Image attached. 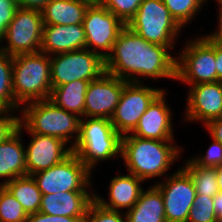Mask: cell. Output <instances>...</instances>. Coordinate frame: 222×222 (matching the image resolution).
Instances as JSON below:
<instances>
[{"label":"cell","instance_id":"6da1fadb","mask_svg":"<svg viewBox=\"0 0 222 222\" xmlns=\"http://www.w3.org/2000/svg\"><path fill=\"white\" fill-rule=\"evenodd\" d=\"M169 51L168 46L149 43L125 26L105 59V72L134 83H143L141 78L176 81L177 57Z\"/></svg>","mask_w":222,"mask_h":222},{"label":"cell","instance_id":"7a4b0ae2","mask_svg":"<svg viewBox=\"0 0 222 222\" xmlns=\"http://www.w3.org/2000/svg\"><path fill=\"white\" fill-rule=\"evenodd\" d=\"M175 143L127 134L122 136L121 158L128 173L144 182L158 177L165 179L170 175L167 172L174 162L182 155L181 151H184L181 145Z\"/></svg>","mask_w":222,"mask_h":222},{"label":"cell","instance_id":"3957f363","mask_svg":"<svg viewBox=\"0 0 222 222\" xmlns=\"http://www.w3.org/2000/svg\"><path fill=\"white\" fill-rule=\"evenodd\" d=\"M20 113L19 129L59 138L71 148L76 144L81 118L58 107L49 99L26 103Z\"/></svg>","mask_w":222,"mask_h":222},{"label":"cell","instance_id":"277c9868","mask_svg":"<svg viewBox=\"0 0 222 222\" xmlns=\"http://www.w3.org/2000/svg\"><path fill=\"white\" fill-rule=\"evenodd\" d=\"M122 136L107 118L80 119L79 137L72 148L83 164L92 172L97 163L121 156Z\"/></svg>","mask_w":222,"mask_h":222},{"label":"cell","instance_id":"5b68a950","mask_svg":"<svg viewBox=\"0 0 222 222\" xmlns=\"http://www.w3.org/2000/svg\"><path fill=\"white\" fill-rule=\"evenodd\" d=\"M12 88L20 107L49 99L52 90L50 56L41 51L13 56Z\"/></svg>","mask_w":222,"mask_h":222},{"label":"cell","instance_id":"8992f818","mask_svg":"<svg viewBox=\"0 0 222 222\" xmlns=\"http://www.w3.org/2000/svg\"><path fill=\"white\" fill-rule=\"evenodd\" d=\"M126 26L147 42L173 50L182 31L162 0H143Z\"/></svg>","mask_w":222,"mask_h":222},{"label":"cell","instance_id":"52a82bcc","mask_svg":"<svg viewBox=\"0 0 222 222\" xmlns=\"http://www.w3.org/2000/svg\"><path fill=\"white\" fill-rule=\"evenodd\" d=\"M200 36L176 54V80L187 85L216 82V46Z\"/></svg>","mask_w":222,"mask_h":222},{"label":"cell","instance_id":"ba28073f","mask_svg":"<svg viewBox=\"0 0 222 222\" xmlns=\"http://www.w3.org/2000/svg\"><path fill=\"white\" fill-rule=\"evenodd\" d=\"M92 172L72 152L62 162L33 175L42 195L66 191H90Z\"/></svg>","mask_w":222,"mask_h":222},{"label":"cell","instance_id":"9c48e42d","mask_svg":"<svg viewBox=\"0 0 222 222\" xmlns=\"http://www.w3.org/2000/svg\"><path fill=\"white\" fill-rule=\"evenodd\" d=\"M51 87L76 80L93 81L105 72V60L89 49L50 56Z\"/></svg>","mask_w":222,"mask_h":222},{"label":"cell","instance_id":"30bf717a","mask_svg":"<svg viewBox=\"0 0 222 222\" xmlns=\"http://www.w3.org/2000/svg\"><path fill=\"white\" fill-rule=\"evenodd\" d=\"M43 26L41 11L18 8L7 27L0 48L12 57L39 52ZM4 40L7 43L5 45Z\"/></svg>","mask_w":222,"mask_h":222},{"label":"cell","instance_id":"8fae6325","mask_svg":"<svg viewBox=\"0 0 222 222\" xmlns=\"http://www.w3.org/2000/svg\"><path fill=\"white\" fill-rule=\"evenodd\" d=\"M163 90L162 88L145 86L144 82H127L110 119L115 131L121 136L131 134L138 125L140 117Z\"/></svg>","mask_w":222,"mask_h":222},{"label":"cell","instance_id":"7c38bea8","mask_svg":"<svg viewBox=\"0 0 222 222\" xmlns=\"http://www.w3.org/2000/svg\"><path fill=\"white\" fill-rule=\"evenodd\" d=\"M82 24L86 49L99 54L104 60L111 53L120 31L126 26L102 4L89 5Z\"/></svg>","mask_w":222,"mask_h":222},{"label":"cell","instance_id":"4fadbf2b","mask_svg":"<svg viewBox=\"0 0 222 222\" xmlns=\"http://www.w3.org/2000/svg\"><path fill=\"white\" fill-rule=\"evenodd\" d=\"M162 194L167 222H187L196 195L190 175L182 168L154 184Z\"/></svg>","mask_w":222,"mask_h":222},{"label":"cell","instance_id":"5bb4252c","mask_svg":"<svg viewBox=\"0 0 222 222\" xmlns=\"http://www.w3.org/2000/svg\"><path fill=\"white\" fill-rule=\"evenodd\" d=\"M126 83L107 72L90 81L85 95L84 118L111 119Z\"/></svg>","mask_w":222,"mask_h":222},{"label":"cell","instance_id":"9a60e30c","mask_svg":"<svg viewBox=\"0 0 222 222\" xmlns=\"http://www.w3.org/2000/svg\"><path fill=\"white\" fill-rule=\"evenodd\" d=\"M184 120L202 122L222 117V82H209L190 85L187 92Z\"/></svg>","mask_w":222,"mask_h":222},{"label":"cell","instance_id":"2e32d148","mask_svg":"<svg viewBox=\"0 0 222 222\" xmlns=\"http://www.w3.org/2000/svg\"><path fill=\"white\" fill-rule=\"evenodd\" d=\"M27 132L31 136L25 146L27 175L47 170L72 153V148L59 138Z\"/></svg>","mask_w":222,"mask_h":222},{"label":"cell","instance_id":"e0dca14e","mask_svg":"<svg viewBox=\"0 0 222 222\" xmlns=\"http://www.w3.org/2000/svg\"><path fill=\"white\" fill-rule=\"evenodd\" d=\"M166 91L164 89L148 106L131 135L144 139L175 141L173 112L166 101V94H169Z\"/></svg>","mask_w":222,"mask_h":222},{"label":"cell","instance_id":"ac0fdd59","mask_svg":"<svg viewBox=\"0 0 222 222\" xmlns=\"http://www.w3.org/2000/svg\"><path fill=\"white\" fill-rule=\"evenodd\" d=\"M85 48L86 36L83 24L43 26L41 52L53 56Z\"/></svg>","mask_w":222,"mask_h":222},{"label":"cell","instance_id":"d6986e66","mask_svg":"<svg viewBox=\"0 0 222 222\" xmlns=\"http://www.w3.org/2000/svg\"><path fill=\"white\" fill-rule=\"evenodd\" d=\"M119 174L110 180L109 192L107 199L94 192V200L101 206L115 211L122 212V209L130 210L138 201L139 196L144 188L142 184L144 181L131 173L125 175Z\"/></svg>","mask_w":222,"mask_h":222},{"label":"cell","instance_id":"ffe728a7","mask_svg":"<svg viewBox=\"0 0 222 222\" xmlns=\"http://www.w3.org/2000/svg\"><path fill=\"white\" fill-rule=\"evenodd\" d=\"M94 200L93 191H66L42 195L39 212L76 218H85Z\"/></svg>","mask_w":222,"mask_h":222},{"label":"cell","instance_id":"44dd1931","mask_svg":"<svg viewBox=\"0 0 222 222\" xmlns=\"http://www.w3.org/2000/svg\"><path fill=\"white\" fill-rule=\"evenodd\" d=\"M22 129H17L10 137L0 143V186L9 181L27 175L25 145L21 136Z\"/></svg>","mask_w":222,"mask_h":222},{"label":"cell","instance_id":"7402d4cb","mask_svg":"<svg viewBox=\"0 0 222 222\" xmlns=\"http://www.w3.org/2000/svg\"><path fill=\"white\" fill-rule=\"evenodd\" d=\"M89 4L79 0H50L41 10L44 25L82 24Z\"/></svg>","mask_w":222,"mask_h":222},{"label":"cell","instance_id":"603a6c76","mask_svg":"<svg viewBox=\"0 0 222 222\" xmlns=\"http://www.w3.org/2000/svg\"><path fill=\"white\" fill-rule=\"evenodd\" d=\"M125 213L127 222H167L162 194L155 185L143 189L138 201Z\"/></svg>","mask_w":222,"mask_h":222},{"label":"cell","instance_id":"cb8c5ba5","mask_svg":"<svg viewBox=\"0 0 222 222\" xmlns=\"http://www.w3.org/2000/svg\"><path fill=\"white\" fill-rule=\"evenodd\" d=\"M90 81L76 80L51 90L49 100L58 107L84 118L85 95Z\"/></svg>","mask_w":222,"mask_h":222},{"label":"cell","instance_id":"d4e9b609","mask_svg":"<svg viewBox=\"0 0 222 222\" xmlns=\"http://www.w3.org/2000/svg\"><path fill=\"white\" fill-rule=\"evenodd\" d=\"M3 186L21 203L27 215L39 212L42 193L31 175L17 177Z\"/></svg>","mask_w":222,"mask_h":222},{"label":"cell","instance_id":"484cf974","mask_svg":"<svg viewBox=\"0 0 222 222\" xmlns=\"http://www.w3.org/2000/svg\"><path fill=\"white\" fill-rule=\"evenodd\" d=\"M181 167L190 175L196 194L214 197L219 192L215 167H199L189 158Z\"/></svg>","mask_w":222,"mask_h":222},{"label":"cell","instance_id":"4316f807","mask_svg":"<svg viewBox=\"0 0 222 222\" xmlns=\"http://www.w3.org/2000/svg\"><path fill=\"white\" fill-rule=\"evenodd\" d=\"M13 57L0 48V109L20 112L21 107L15 102L12 88Z\"/></svg>","mask_w":222,"mask_h":222},{"label":"cell","instance_id":"83f0119b","mask_svg":"<svg viewBox=\"0 0 222 222\" xmlns=\"http://www.w3.org/2000/svg\"><path fill=\"white\" fill-rule=\"evenodd\" d=\"M171 16L182 27L191 24L206 3L204 0H162Z\"/></svg>","mask_w":222,"mask_h":222},{"label":"cell","instance_id":"f1b7e54d","mask_svg":"<svg viewBox=\"0 0 222 222\" xmlns=\"http://www.w3.org/2000/svg\"><path fill=\"white\" fill-rule=\"evenodd\" d=\"M0 222H28L21 203L4 186H0Z\"/></svg>","mask_w":222,"mask_h":222},{"label":"cell","instance_id":"f546056e","mask_svg":"<svg viewBox=\"0 0 222 222\" xmlns=\"http://www.w3.org/2000/svg\"><path fill=\"white\" fill-rule=\"evenodd\" d=\"M187 222H218L213 208V197L196 194Z\"/></svg>","mask_w":222,"mask_h":222},{"label":"cell","instance_id":"4dcf8cb0","mask_svg":"<svg viewBox=\"0 0 222 222\" xmlns=\"http://www.w3.org/2000/svg\"><path fill=\"white\" fill-rule=\"evenodd\" d=\"M143 0H102L101 4L125 25L135 16Z\"/></svg>","mask_w":222,"mask_h":222},{"label":"cell","instance_id":"1f68e13d","mask_svg":"<svg viewBox=\"0 0 222 222\" xmlns=\"http://www.w3.org/2000/svg\"><path fill=\"white\" fill-rule=\"evenodd\" d=\"M84 222H127V217L126 213L107 209L93 200L88 207Z\"/></svg>","mask_w":222,"mask_h":222},{"label":"cell","instance_id":"d6a6232c","mask_svg":"<svg viewBox=\"0 0 222 222\" xmlns=\"http://www.w3.org/2000/svg\"><path fill=\"white\" fill-rule=\"evenodd\" d=\"M205 154L199 153L190 159L199 167H217L222 164V144L214 139ZM203 154V155H200Z\"/></svg>","mask_w":222,"mask_h":222},{"label":"cell","instance_id":"836d02e7","mask_svg":"<svg viewBox=\"0 0 222 222\" xmlns=\"http://www.w3.org/2000/svg\"><path fill=\"white\" fill-rule=\"evenodd\" d=\"M11 109H0V143L10 137L17 129L20 123V116L13 115Z\"/></svg>","mask_w":222,"mask_h":222},{"label":"cell","instance_id":"e575fe53","mask_svg":"<svg viewBox=\"0 0 222 222\" xmlns=\"http://www.w3.org/2000/svg\"><path fill=\"white\" fill-rule=\"evenodd\" d=\"M18 8L17 0H11L7 5H0V41L4 38Z\"/></svg>","mask_w":222,"mask_h":222},{"label":"cell","instance_id":"d590c367","mask_svg":"<svg viewBox=\"0 0 222 222\" xmlns=\"http://www.w3.org/2000/svg\"><path fill=\"white\" fill-rule=\"evenodd\" d=\"M85 218L55 216L41 212L28 215V222H84Z\"/></svg>","mask_w":222,"mask_h":222},{"label":"cell","instance_id":"8d00e7d4","mask_svg":"<svg viewBox=\"0 0 222 222\" xmlns=\"http://www.w3.org/2000/svg\"><path fill=\"white\" fill-rule=\"evenodd\" d=\"M205 128L207 129L211 139L222 144V117L209 121Z\"/></svg>","mask_w":222,"mask_h":222},{"label":"cell","instance_id":"74e56055","mask_svg":"<svg viewBox=\"0 0 222 222\" xmlns=\"http://www.w3.org/2000/svg\"><path fill=\"white\" fill-rule=\"evenodd\" d=\"M218 20L219 23L218 28L209 33V34H205L203 35L207 40L211 41L215 46H218L220 48H222V9H218Z\"/></svg>","mask_w":222,"mask_h":222},{"label":"cell","instance_id":"f35d334b","mask_svg":"<svg viewBox=\"0 0 222 222\" xmlns=\"http://www.w3.org/2000/svg\"><path fill=\"white\" fill-rule=\"evenodd\" d=\"M50 0H17L19 8L41 11Z\"/></svg>","mask_w":222,"mask_h":222},{"label":"cell","instance_id":"ab89813d","mask_svg":"<svg viewBox=\"0 0 222 222\" xmlns=\"http://www.w3.org/2000/svg\"><path fill=\"white\" fill-rule=\"evenodd\" d=\"M213 208L218 222H222V192H218L213 197Z\"/></svg>","mask_w":222,"mask_h":222},{"label":"cell","instance_id":"60d3db41","mask_svg":"<svg viewBox=\"0 0 222 222\" xmlns=\"http://www.w3.org/2000/svg\"><path fill=\"white\" fill-rule=\"evenodd\" d=\"M216 81L222 82V48L216 46Z\"/></svg>","mask_w":222,"mask_h":222},{"label":"cell","instance_id":"b9f144b4","mask_svg":"<svg viewBox=\"0 0 222 222\" xmlns=\"http://www.w3.org/2000/svg\"><path fill=\"white\" fill-rule=\"evenodd\" d=\"M217 173L218 189L219 192H222V164L215 167Z\"/></svg>","mask_w":222,"mask_h":222},{"label":"cell","instance_id":"7bdbcfd3","mask_svg":"<svg viewBox=\"0 0 222 222\" xmlns=\"http://www.w3.org/2000/svg\"><path fill=\"white\" fill-rule=\"evenodd\" d=\"M79 1H83L89 5H96V4H101L102 0H79Z\"/></svg>","mask_w":222,"mask_h":222},{"label":"cell","instance_id":"ee69618b","mask_svg":"<svg viewBox=\"0 0 222 222\" xmlns=\"http://www.w3.org/2000/svg\"><path fill=\"white\" fill-rule=\"evenodd\" d=\"M206 1H208V0H204V2H206ZM215 1H217L216 3L218 4L217 5L218 9H222V0H215Z\"/></svg>","mask_w":222,"mask_h":222},{"label":"cell","instance_id":"f6af8a7d","mask_svg":"<svg viewBox=\"0 0 222 222\" xmlns=\"http://www.w3.org/2000/svg\"><path fill=\"white\" fill-rule=\"evenodd\" d=\"M11 0H0V5H7Z\"/></svg>","mask_w":222,"mask_h":222}]
</instances>
